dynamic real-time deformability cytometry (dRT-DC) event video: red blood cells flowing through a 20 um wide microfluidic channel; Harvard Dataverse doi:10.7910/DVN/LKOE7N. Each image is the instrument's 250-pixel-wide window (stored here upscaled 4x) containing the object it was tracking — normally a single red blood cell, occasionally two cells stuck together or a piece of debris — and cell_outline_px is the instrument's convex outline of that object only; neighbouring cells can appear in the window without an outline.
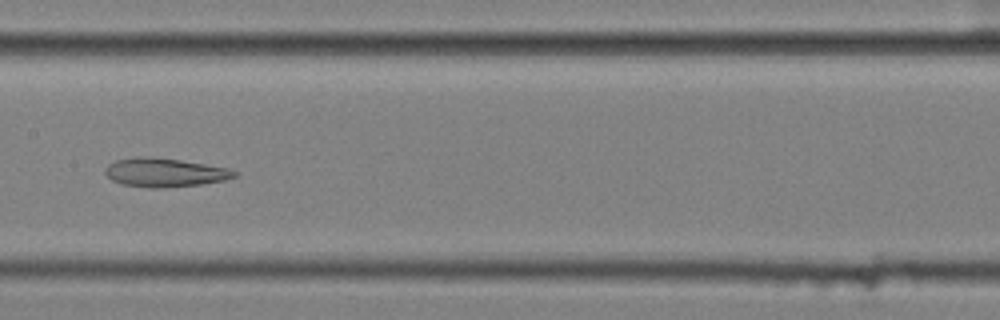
{"species": "common noctule bat (a hibernating species)", "species_latin": "Nyctalus noctula", "temperature_condition": "cold", "stored_images_in_passage": 15, "camera_frame_rate_fps": 3000, "um_per_image_px": 0.085, "animal": {"sex": "female", "body_mass_g": 25.1}, "frame": {"image": 1, "passage_image": 7, "time_ms": 2.0, "image_size_px": [1000, 320], "cell_outline_px": [[240, 172], [236, 176], [224, 180], [200, 184], [156, 188], [148, 188], [120, 184], [112, 180], [104, 172], [104, 168], [108, 164], [116, 160], [136, 156], [152, 156], [180, 160], [228, 168]], "centroid_in_image_um": [13.96, 14.65], "position_along_channel_um": 193.4, "area_um2": 21.73}}